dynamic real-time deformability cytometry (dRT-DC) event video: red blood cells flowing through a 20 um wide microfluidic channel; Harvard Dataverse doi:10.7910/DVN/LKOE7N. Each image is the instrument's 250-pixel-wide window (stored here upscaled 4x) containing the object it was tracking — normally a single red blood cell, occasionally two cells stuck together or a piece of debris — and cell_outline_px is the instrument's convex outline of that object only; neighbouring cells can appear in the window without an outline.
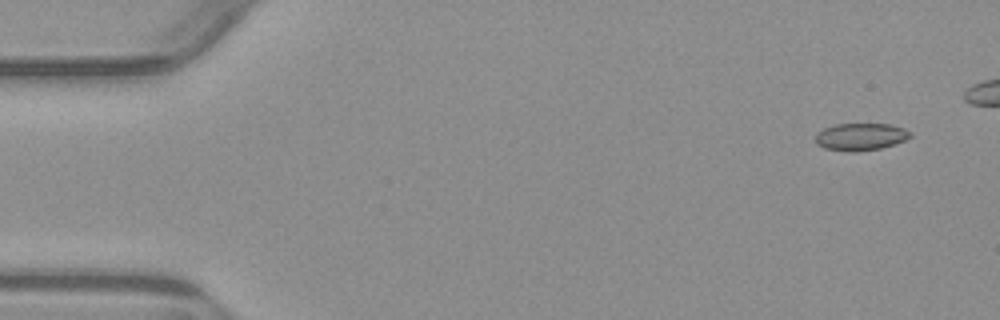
{"species": "common noctule bat (a hibernating species)", "species_latin": "Nyctalus noctula", "temperature_condition": "warm", "stored_images_in_passage": 6, "camera_frame_rate_fps": 3000, "um_per_image_px": 0.085, "animal": {"sex": "male", "body_mass_g": 23.1, "forearm_length_mm": 52.7}, "frame": {"image": 1, "passage_image": 1, "time_ms": 0.0, "image_size_px": [1000, 320], "cell_outline_px": [[912, 136], [904, 140], [880, 148], [852, 152], [824, 148], [816, 144], [816, 132], [824, 128], [836, 124], [888, 124], [904, 128], [912, 132]], "centroid_in_image_um": [73.13, 11.61], "position_along_channel_um": 11.9, "area_um2": 14.97}}
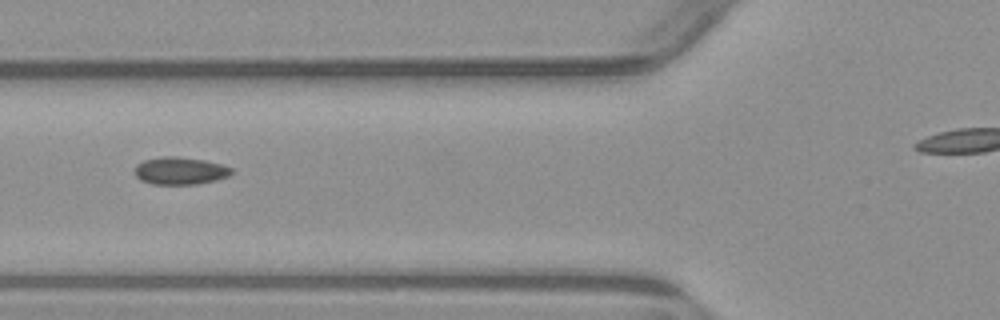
{"frame": {"image": 2, "passage_image": 6, "time_ms": 5.667, "image_size_px": [1000, 320], "cell_outline_px": [[236, 172], [228, 176], [216, 180], [196, 184], [152, 184], [140, 180], [136, 176], [136, 164], [144, 160], [164, 156], [176, 156], [204, 160], [220, 164], [232, 168]], "centroid_in_image_um": [15.33, 14.52], "position_along_channel_um": 110.5, "area_um2": 15.49}}